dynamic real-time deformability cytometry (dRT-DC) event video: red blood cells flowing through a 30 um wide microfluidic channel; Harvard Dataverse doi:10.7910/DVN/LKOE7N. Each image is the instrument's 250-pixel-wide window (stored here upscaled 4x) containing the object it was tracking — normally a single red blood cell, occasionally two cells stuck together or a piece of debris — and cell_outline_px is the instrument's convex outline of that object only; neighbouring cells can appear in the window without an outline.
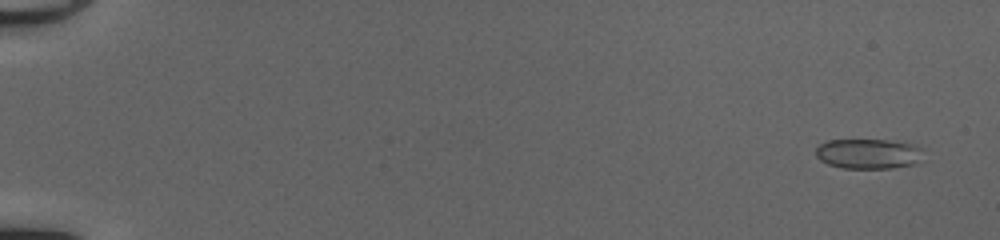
{"species": "common noctule bat (a hibernating species)", "species_latin": "Nyctalus noctula", "temperature_condition": "cold", "stored_images_in_passage": 51, "camera_frame_rate_fps": 3000, "um_per_image_px": 0.085, "animal": {"sex": "female", "body_mass_g": 20.0, "forearm_length_mm": 54.0}, "frame": {"image": 1, "passage_image": 3, "time_ms": 0.667, "image_size_px": [1000, 240], "cell_outline_px": [[924, 148], [920, 160], [916, 164], [892, 168], [840, 168], [828, 164], [820, 160], [816, 156], [816, 148], [820, 144], [828, 140], [888, 140], [916, 144]], "centroid_in_image_um": [73.85, 13.07], "position_along_channel_um": 11.2, "area_um2": 19.07}}
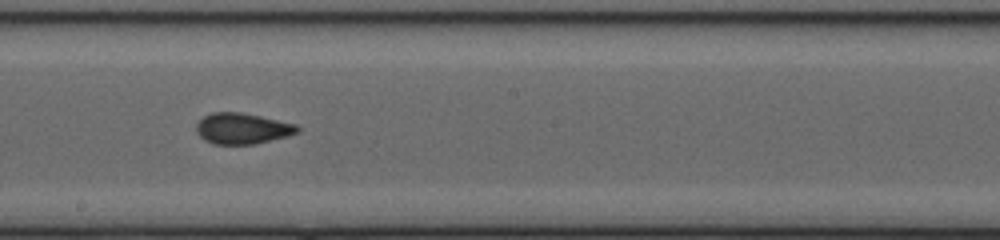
{"frame": {"image": 2, "passage_image": 31, "time_ms": 10.0, "image_size_px": [1000, 240], "cell_outline_px": [[300, 132], [288, 136], [256, 144], [212, 144], [204, 140], [196, 132], [196, 124], [204, 116], [212, 112], [240, 112], [260, 116], [296, 124], [300, 128]], "centroid_in_image_um": [20.6, 10.93], "position_along_channel_um": 227.6, "area_um2": 18.32}}
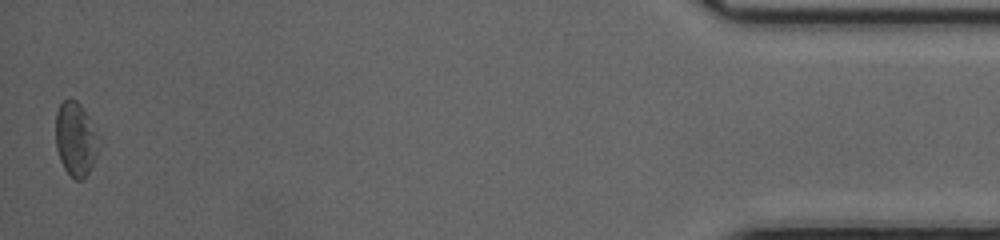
{"frame": {"image": 3, "passage_image": 51, "time_ms": 16.667, "image_size_px": [1000, 240], "cell_outline_px": [[100, 144], [92, 164], [84, 180], [76, 180], [64, 168], [60, 160], [56, 148], [56, 112], [60, 104], [68, 96], [72, 96], [80, 104], [88, 116], [100, 136]], "centroid_in_image_um": [6.43, 11.78], "position_along_channel_um": 428.8, "area_um2": 18.79}, "authors_computed_cell_mechanics": {"area_um2": 18.207, "velocity_mm_per_s": 4.1955, "shape_relaxation_time_tau1_ms": 4.3305, "shape_relaxation_time_tau2_ms": 1.4455, "deformation_change_tau1": 0.0999, "deformation_change_tau2": 0.0417}}